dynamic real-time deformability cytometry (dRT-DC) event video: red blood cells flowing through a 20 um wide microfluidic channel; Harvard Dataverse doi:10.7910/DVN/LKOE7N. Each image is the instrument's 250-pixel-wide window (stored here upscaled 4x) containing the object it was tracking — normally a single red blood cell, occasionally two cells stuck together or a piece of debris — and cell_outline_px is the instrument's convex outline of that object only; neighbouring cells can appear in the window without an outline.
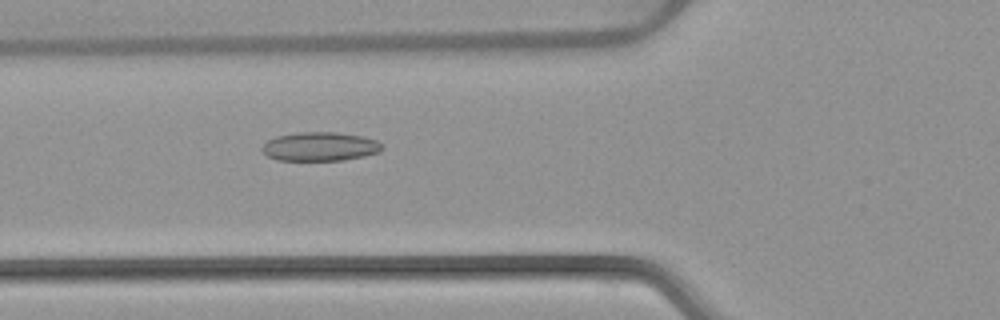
{"species": "common noctule bat (a hibernating species)", "species_latin": "Nyctalus noctula", "temperature_condition": "warm", "stored_images_in_passage": 37, "camera_frame_rate_fps": 3000, "um_per_image_px": 0.085, "animal": {"sex": "female", "body_mass_g": 22.7, "forearm_length_mm": 54.2}, "frame": {"image": 1, "passage_image": 11, "time_ms": 3.333, "image_size_px": [1000, 320], "cell_outline_px": [[384, 148], [380, 152], [364, 156], [344, 160], [276, 160], [268, 156], [260, 148], [268, 140], [276, 136], [300, 132], [336, 132], [364, 136], [376, 140], [384, 144]], "centroid_in_image_um": [27.24, 12.45], "position_along_channel_um": 98.6, "area_um2": 20.35}}
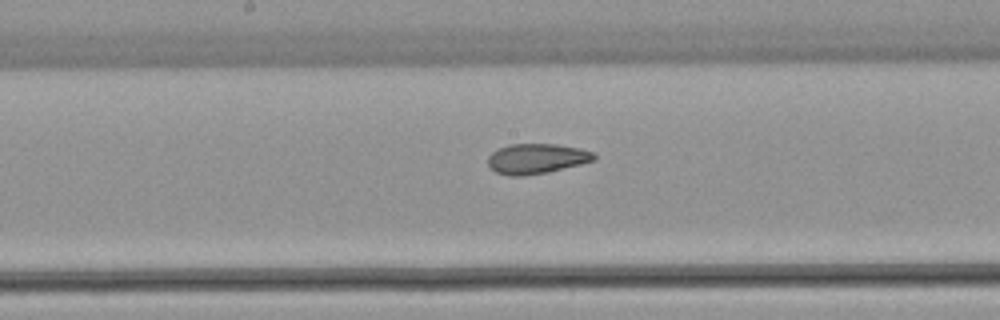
{"frame": {"image": 2, "passage_image": 19, "time_ms": 6.0, "image_size_px": [1000, 320], "cell_outline_px": [[596, 160], [548, 172], [524, 176], [508, 176], [496, 172], [488, 164], [488, 156], [496, 148], [508, 144], [556, 144], [580, 148], [592, 152], [596, 156]], "centroid_in_image_um": [45.58, 13.48], "position_along_channel_um": 202.6, "area_um2": 18.73}}
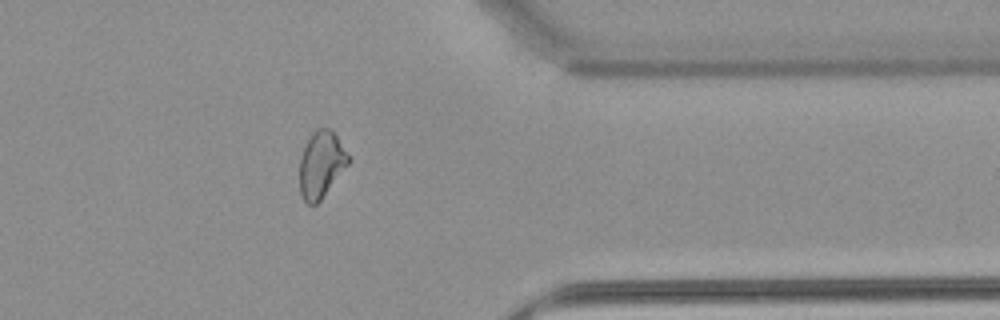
{"frame": {"image": 3, "passage_image": 34, "time_ms": 11.0, "image_size_px": [1000, 320], "cell_outline_px": [[352, 160], [320, 200], [316, 204], [308, 204], [304, 200], [300, 192], [300, 156], [312, 132], [316, 128], [332, 128], [336, 132]], "centroid_in_image_um": [27.33, 13.93], "position_along_channel_um": 384.1, "area_um2": 19.07}, "authors_computed_cell_mechanics": {"area_um2": 19.1896, "velocity_mm_per_s": 3.8871, "shape_relaxation_time_tau1_ms": null, "shape_relaxation_time_tau2_ms": 2.0652, "deformation_change_tau1": null, "deformation_change_tau2": 0.089}}